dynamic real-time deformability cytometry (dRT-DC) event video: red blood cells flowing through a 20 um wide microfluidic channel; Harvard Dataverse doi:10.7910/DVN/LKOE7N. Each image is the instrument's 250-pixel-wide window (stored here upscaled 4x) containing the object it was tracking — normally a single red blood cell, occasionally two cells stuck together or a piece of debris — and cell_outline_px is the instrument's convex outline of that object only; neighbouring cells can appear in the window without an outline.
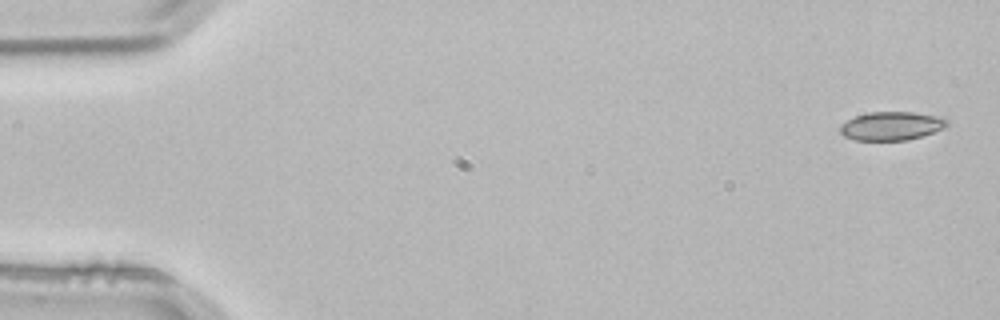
{"species": "common noctule bat (a hibernating species)", "species_latin": "Nyctalus noctula", "temperature_condition": "room temperature", "stored_images_in_passage": 4, "segment_of_instrument_passage": [2, 2], "camera_frame_rate_fps": 3000, "um_per_image_px": 0.085, "animal": {"sex": "male", "body_mass_g": 21.5, "forearm_length_mm": 52.0}, "frame": {"image": 1, "passage_image": 4, "time_ms": 1.0, "image_size_px": [1000, 320], "cell_outline_px": [[948, 124], [932, 132], [908, 140], [856, 140], [844, 136], [840, 132], [840, 124], [856, 116], [868, 112], [912, 112], [944, 116], [948, 120]], "centroid_in_image_um": [75.77, 10.69], "position_along_channel_um": 9.2, "area_um2": 17.69}}